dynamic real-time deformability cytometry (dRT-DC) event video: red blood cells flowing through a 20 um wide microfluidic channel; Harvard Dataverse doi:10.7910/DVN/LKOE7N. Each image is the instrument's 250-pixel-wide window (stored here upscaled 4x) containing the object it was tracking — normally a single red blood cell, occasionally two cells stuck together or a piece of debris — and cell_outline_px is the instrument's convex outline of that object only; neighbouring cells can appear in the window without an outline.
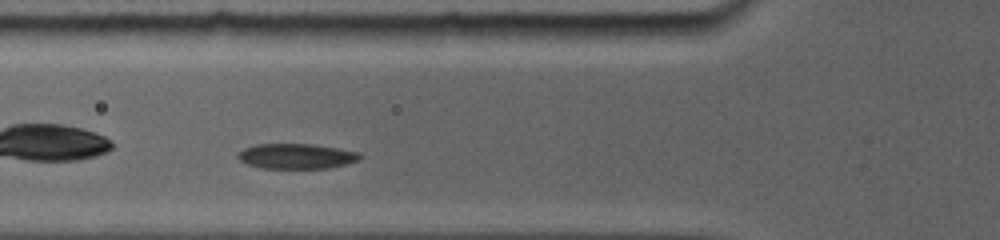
{"species": "common noctule bat (a hibernating species)", "species_latin": "Nyctalus noctula", "temperature_condition": "room temperature", "stored_images_in_passage": 15, "camera_frame_rate_fps": 5000, "um_per_image_px": 0.085, "animal": {"sex": "female", "body_mass_g": 19.0, "forearm_length_mm": 56.7}, "frame": {"image": 1, "passage_image": 9, "time_ms": 1.8, "image_size_px": [1000, 240], "cell_outline_px": [[360, 160], [328, 168], [260, 168], [248, 164], [240, 160], [236, 156], [244, 148], [260, 144], [312, 144], [356, 152], [360, 156]], "centroid_in_image_um": [25.15, 13.28], "position_along_channel_um": 100.7, "area_um2": 17.51}}